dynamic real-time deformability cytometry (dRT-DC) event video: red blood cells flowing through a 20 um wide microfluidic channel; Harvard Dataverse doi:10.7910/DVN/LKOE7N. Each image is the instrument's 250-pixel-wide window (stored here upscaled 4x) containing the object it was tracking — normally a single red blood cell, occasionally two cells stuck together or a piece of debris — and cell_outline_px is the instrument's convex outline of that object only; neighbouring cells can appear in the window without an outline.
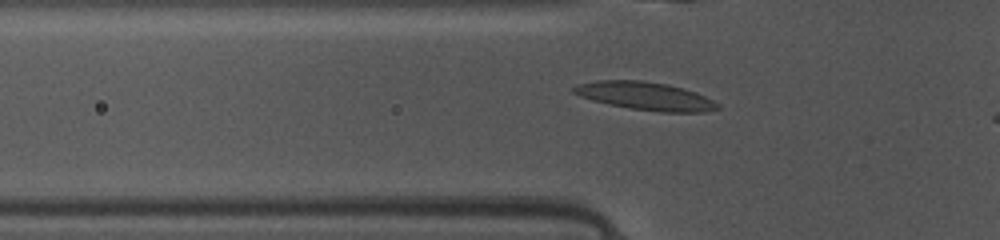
{"species": "common noctule bat (a hibernating species)", "species_latin": "Nyctalus noctula", "temperature_condition": "warm", "stored_images_in_passage": 8, "camera_frame_rate_fps": 3000, "um_per_image_px": 0.085, "animal": {"sex": "female", "body_mass_g": 10.0, "forearm_length_mm": 53.1}, "frame": {"image": 1, "passage_image": 5, "time_ms": 1.333, "image_size_px": [1000, 240], "cell_outline_px": [[720, 108], [704, 112], [660, 112], [632, 108], [608, 104], [580, 96], [572, 92], [572, 88], [580, 84], [596, 80], [644, 80], [668, 84], [696, 92], [720, 104]], "centroid_in_image_um": [54.88, 8.16], "position_along_channel_um": 70.9, "area_um2": 23.41}}